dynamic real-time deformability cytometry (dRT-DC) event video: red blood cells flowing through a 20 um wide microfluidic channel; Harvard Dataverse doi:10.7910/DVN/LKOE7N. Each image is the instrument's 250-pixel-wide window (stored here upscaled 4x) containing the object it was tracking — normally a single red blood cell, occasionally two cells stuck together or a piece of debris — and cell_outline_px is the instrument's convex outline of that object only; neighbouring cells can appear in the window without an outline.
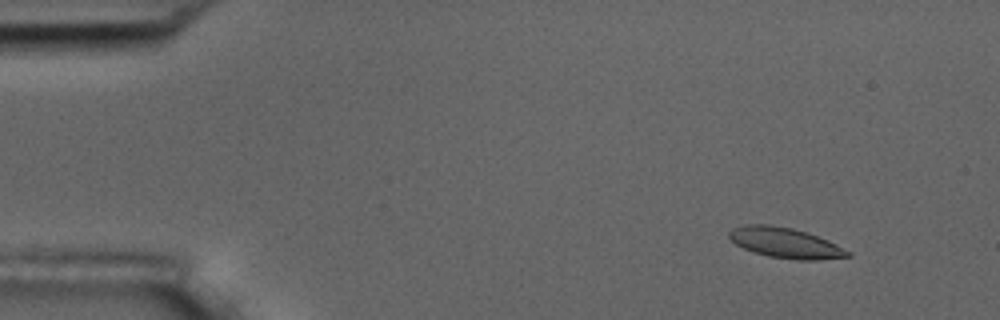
{"species": "common noctule bat (a hibernating species)", "species_latin": "Nyctalus noctula", "temperature_condition": "room temperature", "stored_images_in_passage": 11, "camera_frame_rate_fps": 3000, "um_per_image_px": 0.085, "animal": {"sex": "male", "body_mass_g": 17.5, "forearm_length_mm": 52.3}, "frame": {"image": 1, "passage_image": 1, "time_ms": 0.0, "image_size_px": [1000, 320], "cell_outline_px": [[852, 256], [816, 260], [796, 260], [768, 256], [744, 248], [736, 244], [728, 236], [728, 232], [732, 228], [744, 224], [772, 224], [792, 228], [828, 240], [852, 252]], "centroid_in_image_um": [66.75, 20.63], "position_along_channel_um": 18.2, "area_um2": 20.92}}